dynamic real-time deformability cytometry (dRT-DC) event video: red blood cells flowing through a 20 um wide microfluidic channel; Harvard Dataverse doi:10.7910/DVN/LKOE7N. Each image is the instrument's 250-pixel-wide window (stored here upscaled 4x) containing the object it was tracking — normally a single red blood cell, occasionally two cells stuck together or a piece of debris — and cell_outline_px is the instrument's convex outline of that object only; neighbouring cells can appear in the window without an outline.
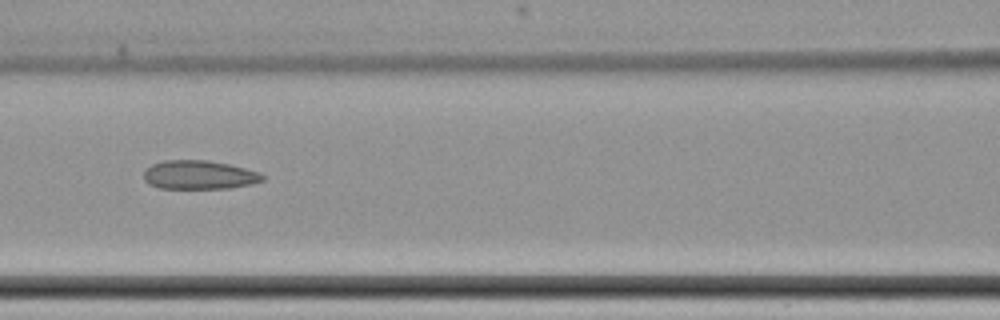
{"species": "common noctule bat (a hibernating species)", "species_latin": "Nyctalus noctula", "temperature_condition": "cold", "stored_images_in_passage": 9, "camera_frame_rate_fps": 3000, "um_per_image_px": 0.085, "animal": {"sex": "female", "body_mass_g": 22.7, "forearm_length_mm": 54.2}, "frame": {"image": 1, "passage_image": 8, "time_ms": 9.333, "image_size_px": [1000, 320], "cell_outline_px": [[264, 180], [252, 184], [232, 188], [160, 188], [148, 184], [144, 180], [144, 172], [152, 164], [164, 160], [208, 160], [228, 164], [260, 172], [264, 176]], "centroid_in_image_um": [16.94, 14.87], "position_along_channel_um": 149.7, "area_um2": 19.94}}
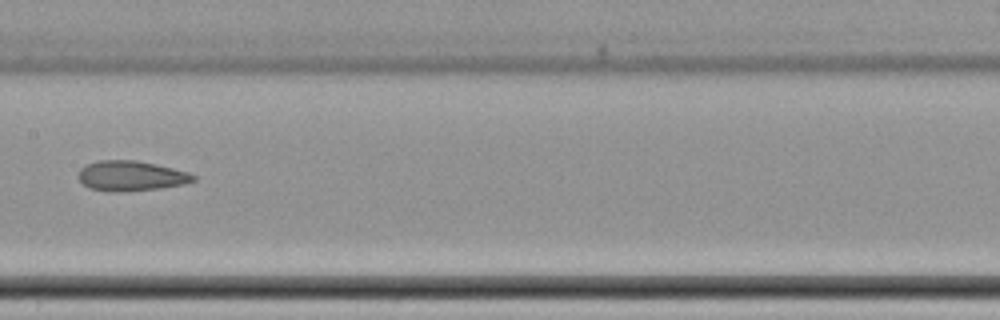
{"frame": {"image": 2, "passage_image": 9, "time_ms": 10.667, "image_size_px": [1000, 320], "cell_outline_px": [[196, 180], [184, 184], [160, 188], [116, 192], [112, 192], [88, 188], [76, 176], [80, 168], [96, 160], [136, 160], [156, 164], [188, 172], [196, 176]], "centroid_in_image_um": [11.11, 14.94], "position_along_channel_um": 196.3, "area_um2": 20.23}}